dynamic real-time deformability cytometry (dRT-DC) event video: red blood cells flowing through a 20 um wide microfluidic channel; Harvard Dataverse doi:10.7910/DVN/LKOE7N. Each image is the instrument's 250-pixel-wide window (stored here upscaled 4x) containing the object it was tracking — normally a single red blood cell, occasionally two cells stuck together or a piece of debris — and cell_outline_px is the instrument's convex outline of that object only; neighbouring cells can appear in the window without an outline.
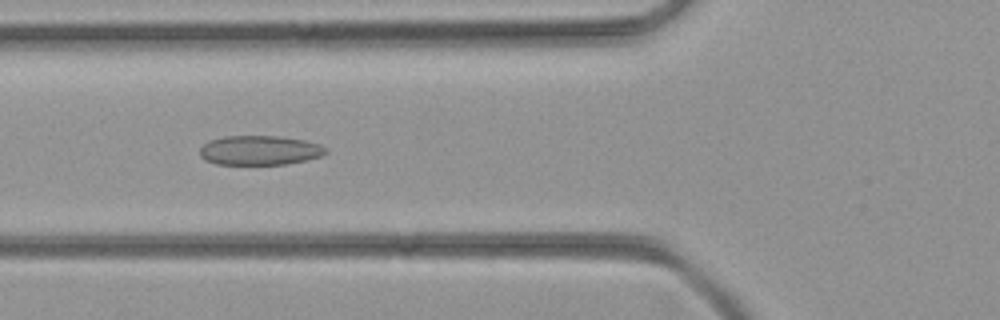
{"species": "common noctule bat (a hibernating species)", "species_latin": "Nyctalus noctula", "temperature_condition": "room temperature", "stored_images_in_passage": 36, "camera_frame_rate_fps": 3000, "um_per_image_px": 0.085, "animal": {"sex": "female", "body_mass_g": 21.9}, "frame": {"image": 1, "passage_image": 7, "time_ms": 2.0, "image_size_px": [1000, 320], "cell_outline_px": [[328, 152], [320, 156], [304, 160], [284, 164], [216, 164], [204, 160], [200, 156], [200, 148], [208, 140], [224, 136], [280, 136], [304, 140], [320, 144], [328, 148]], "centroid_in_image_um": [22.06, 12.77], "position_along_channel_um": 103.7, "area_um2": 21.68}}
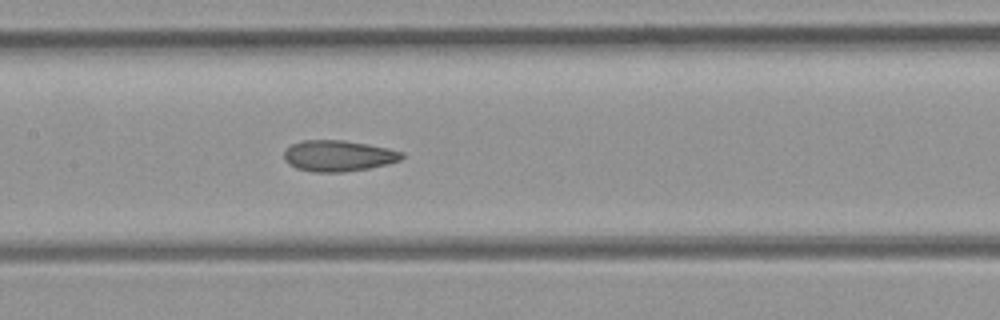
{"frame": {"image": 2, "passage_image": 12, "time_ms": 3.667, "image_size_px": [1000, 320], "cell_outline_px": [[404, 156], [400, 160], [388, 164], [368, 168], [344, 172], [312, 172], [296, 168], [288, 164], [284, 160], [284, 152], [292, 144], [304, 140], [344, 140], [368, 144], [388, 148], [404, 152]], "centroid_in_image_um": [28.76, 13.25], "position_along_channel_um": 178.6, "area_um2": 21.39}}
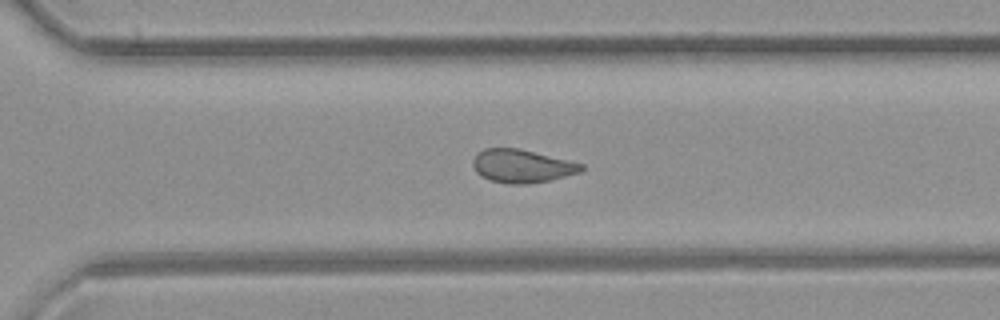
{"frame": {"image": 3, "passage_image": 22, "time_ms": 7.0, "image_size_px": [1000, 320], "cell_outline_px": [[584, 168], [580, 172], [552, 180], [528, 184], [508, 184], [492, 180], [480, 176], [476, 172], [472, 164], [472, 160], [476, 152], [484, 148], [520, 148], [584, 164]], "centroid_in_image_um": [44.34, 14.11], "position_along_channel_um": 326.3, "area_um2": 21.21}}